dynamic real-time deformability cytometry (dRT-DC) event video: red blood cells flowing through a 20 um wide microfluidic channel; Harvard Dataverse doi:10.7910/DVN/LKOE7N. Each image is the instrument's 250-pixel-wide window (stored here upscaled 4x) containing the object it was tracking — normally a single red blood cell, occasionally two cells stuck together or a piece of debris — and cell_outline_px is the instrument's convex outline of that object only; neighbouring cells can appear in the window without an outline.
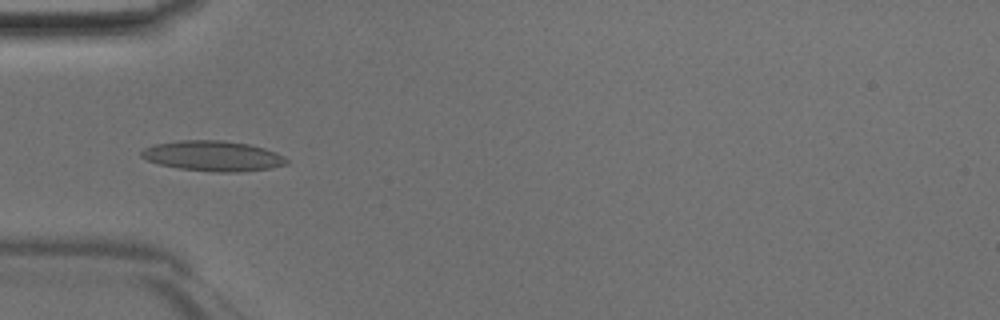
{"species": "Egyptian fruit bat (a non-hibernating species)", "species_latin": "Rousettus aegyptiacus", "temperature_condition": "room temperature", "stored_images_in_passage": 46, "camera_frame_rate_fps": 3000, "um_per_image_px": 0.085, "animal": {"sex": "male"}, "frame": {"image": 1, "passage_image": 14, "time_ms": 4.333, "image_size_px": [1000, 320], "cell_outline_px": [[288, 164], [268, 168], [236, 172], [216, 172], [180, 168], [160, 164], [148, 160], [140, 156], [140, 152], [144, 148], [156, 144], [180, 140], [224, 140], [248, 144], [264, 148], [276, 152], [284, 156], [288, 160]], "centroid_in_image_um": [18.11, 13.25], "position_along_channel_um": 66.9, "area_um2": 25.43}}
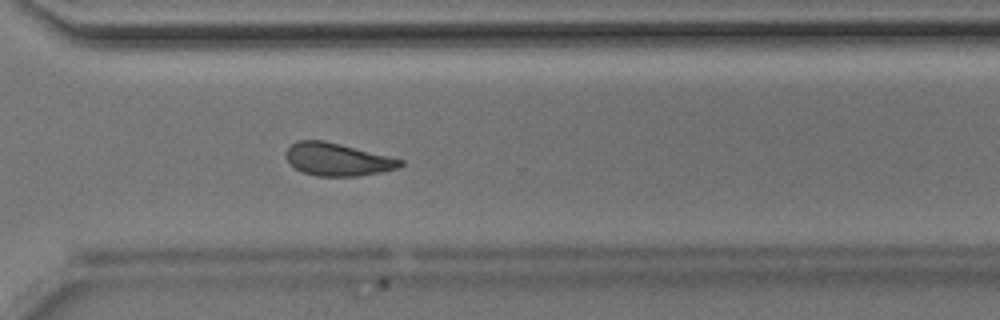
{"frame": {"image": 2, "passage_image": 33, "time_ms": 10.667, "image_size_px": [1000, 320], "cell_outline_px": [[404, 164], [400, 168], [360, 176], [316, 176], [304, 172], [296, 168], [284, 156], [284, 152], [296, 140], [324, 140], [404, 160]], "centroid_in_image_um": [28.69, 13.55], "position_along_channel_um": 341.9, "area_um2": 21.73}}
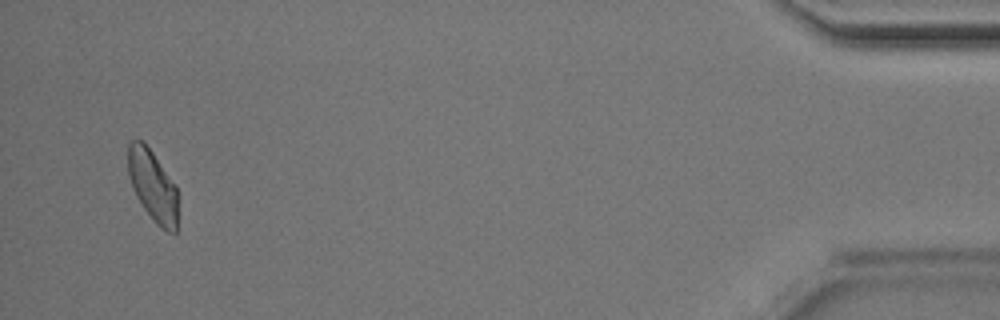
{"frame": {"image": 3, "passage_image": 44, "time_ms": 14.333, "image_size_px": [1000, 320], "cell_outline_px": [[176, 236], [160, 228], [156, 224], [144, 208], [136, 196], [128, 172], [128, 144], [132, 140], [144, 140], [176, 184]], "centroid_in_image_um": [12.98, 15.77], "position_along_channel_um": 422.2, "area_um2": 20.69}}